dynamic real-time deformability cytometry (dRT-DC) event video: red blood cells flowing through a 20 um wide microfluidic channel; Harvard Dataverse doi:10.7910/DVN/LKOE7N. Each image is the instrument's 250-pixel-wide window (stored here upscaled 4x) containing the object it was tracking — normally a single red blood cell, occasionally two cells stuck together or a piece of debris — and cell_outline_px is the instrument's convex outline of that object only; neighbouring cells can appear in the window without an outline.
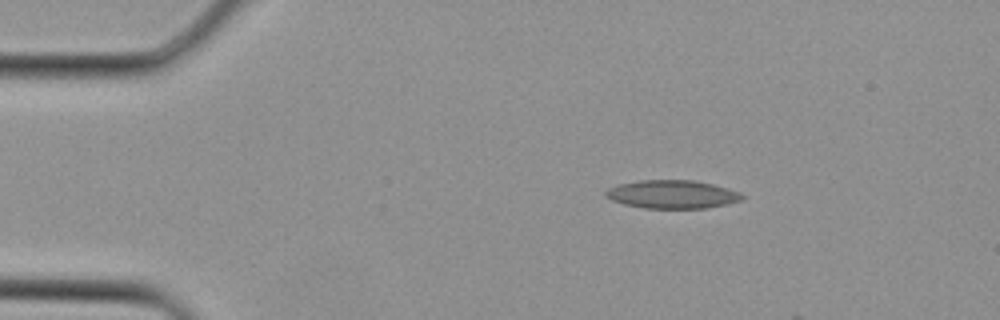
{"species": "Egyptian fruit bat (a non-hibernating species)", "species_latin": "Rousettus aegyptiacus", "temperature_condition": "cold", "stored_images_in_passage": 3, "camera_frame_rate_fps": 3000, "um_per_image_px": 0.085, "animal": {"sex": "female"}, "frame": {"image": 1, "passage_image": 1, "time_ms": 0.0, "image_size_px": [1000, 320], "cell_outline_px": [[744, 196], [740, 200], [724, 204], [704, 208], [644, 208], [624, 204], [612, 200], [604, 196], [604, 192], [608, 188], [620, 184], [640, 180], [692, 180], [712, 184], [740, 192]], "centroid_in_image_um": [57.09, 16.51], "position_along_channel_um": 27.9, "area_um2": 22.25}}